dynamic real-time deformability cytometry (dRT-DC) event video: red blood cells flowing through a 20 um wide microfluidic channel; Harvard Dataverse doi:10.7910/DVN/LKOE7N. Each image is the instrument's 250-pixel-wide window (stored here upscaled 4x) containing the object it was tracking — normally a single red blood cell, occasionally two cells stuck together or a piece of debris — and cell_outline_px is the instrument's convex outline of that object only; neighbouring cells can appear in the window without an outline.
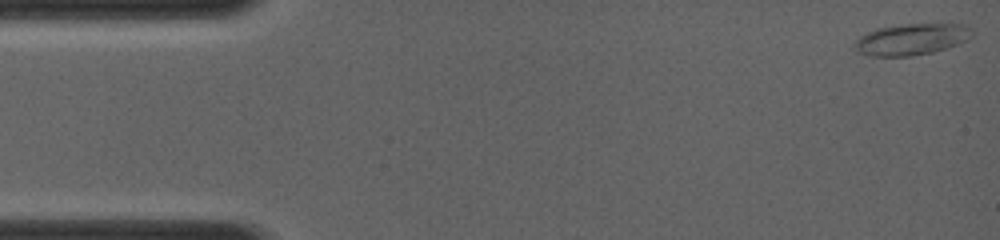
{"species": "common noctule bat (a hibernating species)", "species_latin": "Nyctalus noctula", "temperature_condition": "room temperature", "stored_images_in_passage": 9, "camera_frame_rate_fps": 4000, "um_per_image_px": 0.085, "animal": {"sex": "female", "body_mass_g": 19.0, "forearm_length_mm": 56.7}, "frame": {"image": 1, "passage_image": 1, "time_ms": 0.0, "image_size_px": [1000, 240], "cell_outline_px": [[972, 36], [968, 40], [960, 44], [932, 52], [912, 56], [868, 56], [860, 52], [852, 44], [860, 36], [876, 28], [908, 24], [952, 20], [964, 24], [972, 28]], "centroid_in_image_um": [77.59, 3.29], "position_along_channel_um": 7.4, "area_um2": 22.31}}
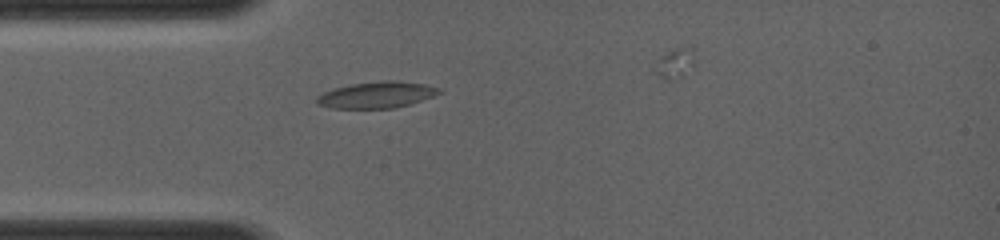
{"frame": {"image": 2, "passage_image": 7, "time_ms": 3.5, "image_size_px": [1000, 240], "cell_outline_px": [[444, 92], [396, 108], [332, 108], [316, 104], [316, 96], [332, 88], [348, 84], [380, 80], [396, 80], [424, 84], [440, 88]], "centroid_in_image_um": [31.98, 8.05], "position_along_channel_um": 53.0, "area_um2": 18.96}}
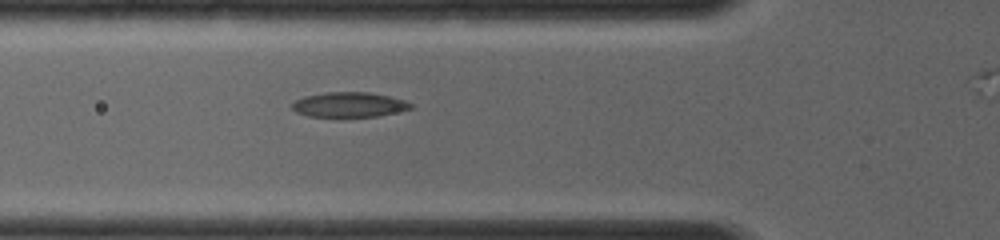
{"frame": {"image": 3, "passage_image": 9, "time_ms": 4.5, "image_size_px": [1000, 240], "cell_outline_px": [[412, 108], [380, 116], [308, 116], [296, 112], [292, 108], [292, 104], [296, 100], [304, 96], [324, 92], [368, 92], [388, 96], [404, 100], [412, 104]], "centroid_in_image_um": [29.66, 8.89], "position_along_channel_um": 96.1, "area_um2": 17.05}}